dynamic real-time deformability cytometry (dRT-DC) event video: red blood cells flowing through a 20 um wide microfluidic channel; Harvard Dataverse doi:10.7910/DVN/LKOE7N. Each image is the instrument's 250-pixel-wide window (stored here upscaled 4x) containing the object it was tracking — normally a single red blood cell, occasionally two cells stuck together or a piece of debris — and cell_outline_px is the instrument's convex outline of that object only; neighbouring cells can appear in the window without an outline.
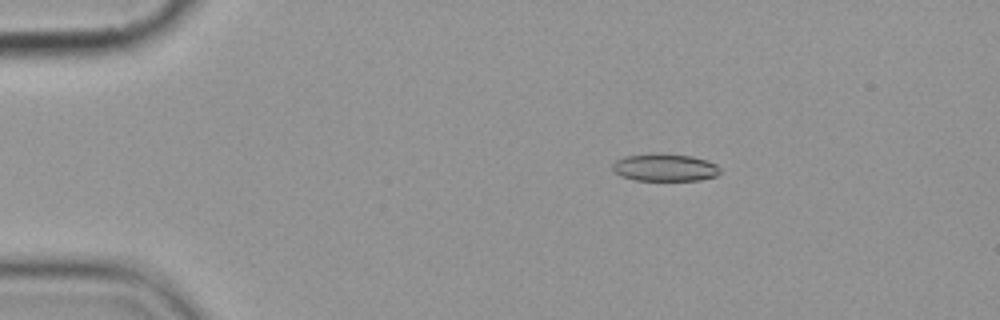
{"species": "common noctule bat (a hibernating species)", "species_latin": "Nyctalus noctula", "temperature_condition": "cold", "stored_images_in_passage": 6, "camera_frame_rate_fps": 3000, "um_per_image_px": 0.085, "animal": {"sex": "female", "body_mass_g": 19.9}, "frame": {"image": 1, "passage_image": 3, "time_ms": 2.0, "image_size_px": [1000, 320], "cell_outline_px": [[720, 172], [716, 176], [700, 180], [636, 180], [620, 176], [612, 172], [612, 164], [616, 160], [624, 156], [692, 156], [708, 160], [716, 164], [720, 168]], "centroid_in_image_um": [56.52, 14.28], "position_along_channel_um": 28.5, "area_um2": 16.59}}
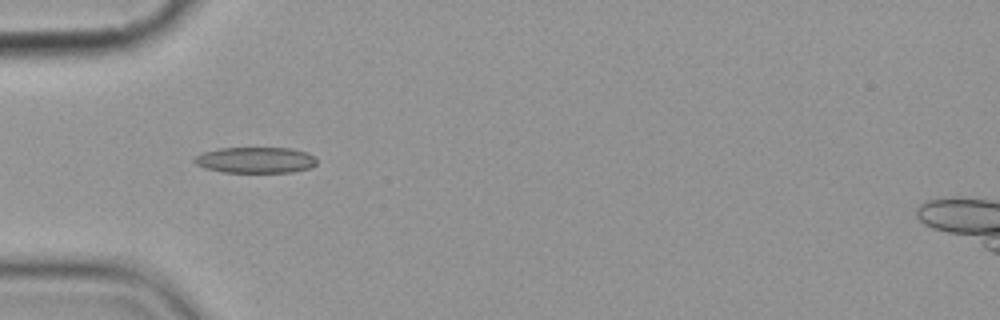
{"frame": {"image": 2, "passage_image": 5, "time_ms": 4.667, "image_size_px": [1000, 320], "cell_outline_px": [[316, 164], [308, 168], [292, 172], [224, 172], [204, 168], [196, 164], [192, 160], [196, 156], [204, 152], [220, 148], [292, 148], [308, 152], [316, 156]], "centroid_in_image_um": [21.74, 13.6], "position_along_channel_um": 63.3, "area_um2": 18.55}}
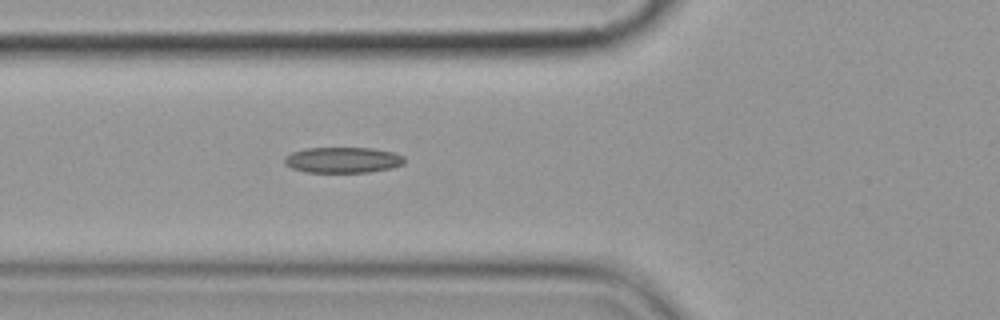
{"frame": {"image": 3, "passage_image": 6, "time_ms": 5.667, "image_size_px": [1000, 320], "cell_outline_px": [[404, 164], [392, 168], [368, 172], [304, 172], [292, 168], [284, 164], [284, 156], [292, 152], [304, 148], [372, 148], [392, 152], [404, 156]], "centroid_in_image_um": [29.11, 13.6], "position_along_channel_um": 96.7, "area_um2": 18.09}}